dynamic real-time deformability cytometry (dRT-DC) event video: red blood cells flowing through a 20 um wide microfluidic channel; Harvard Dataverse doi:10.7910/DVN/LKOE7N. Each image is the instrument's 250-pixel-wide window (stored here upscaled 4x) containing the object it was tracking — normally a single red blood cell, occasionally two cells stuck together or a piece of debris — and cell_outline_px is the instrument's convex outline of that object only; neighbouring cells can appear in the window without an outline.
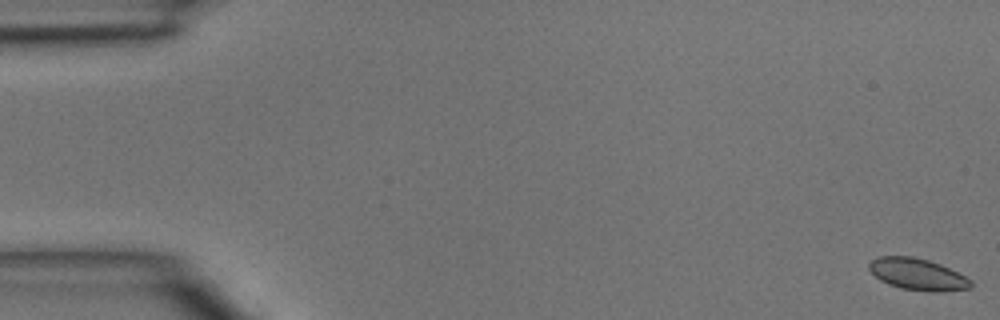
{"species": "common noctule bat (a hibernating species)", "species_latin": "Nyctalus noctula", "temperature_condition": "room temperature", "stored_images_in_passage": 8, "camera_frame_rate_fps": 3000, "um_per_image_px": 0.085, "animal": {"sex": "male", "body_mass_g": 15.6}, "frame": {"image": 1, "passage_image": 1, "time_ms": 0.0, "image_size_px": [1000, 320], "cell_outline_px": [[972, 288], [936, 292], [928, 292], [900, 288], [888, 284], [880, 280], [868, 268], [868, 264], [872, 260], [880, 256], [912, 256], [928, 260], [940, 264], [972, 280]], "centroid_in_image_um": [77.99, 23.32], "position_along_channel_um": 7.0, "area_um2": 18.73}}